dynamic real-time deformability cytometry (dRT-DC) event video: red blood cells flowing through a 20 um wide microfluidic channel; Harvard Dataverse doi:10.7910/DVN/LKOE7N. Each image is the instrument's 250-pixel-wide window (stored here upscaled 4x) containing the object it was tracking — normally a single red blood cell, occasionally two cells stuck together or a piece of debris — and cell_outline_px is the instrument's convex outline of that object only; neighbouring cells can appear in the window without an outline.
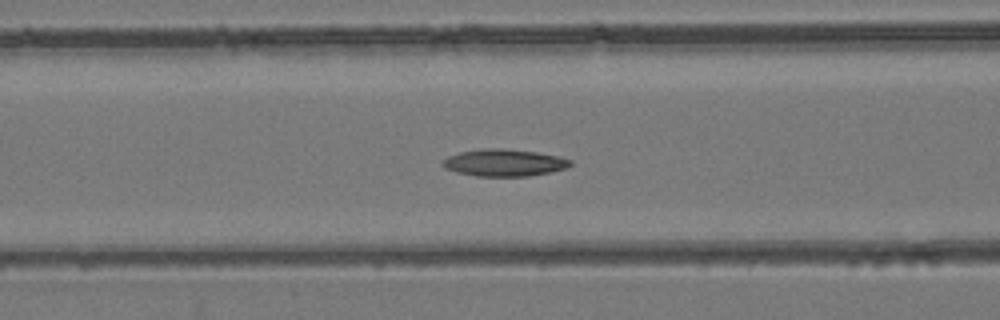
{"species": "common noctule bat (a hibernating species)", "species_latin": "Nyctalus noctula", "temperature_condition": "room temperature", "stored_images_in_passage": 48, "camera_frame_rate_fps": 3000, "um_per_image_px": 0.085, "animal": {"sex": "female", "body_mass_g": 24.6, "forearm_length_mm": 56.2}, "frame": {"image": 1, "passage_image": 20, "time_ms": 6.333, "image_size_px": [1000, 320], "cell_outline_px": [[572, 164], [564, 168], [548, 172], [528, 176], [476, 176], [456, 172], [444, 168], [440, 164], [448, 156], [460, 152], [484, 148], [500, 148], [536, 152], [560, 156], [572, 160]], "centroid_in_image_um": [42.82, 13.82], "position_along_channel_um": 123.8, "area_um2": 20.06}}
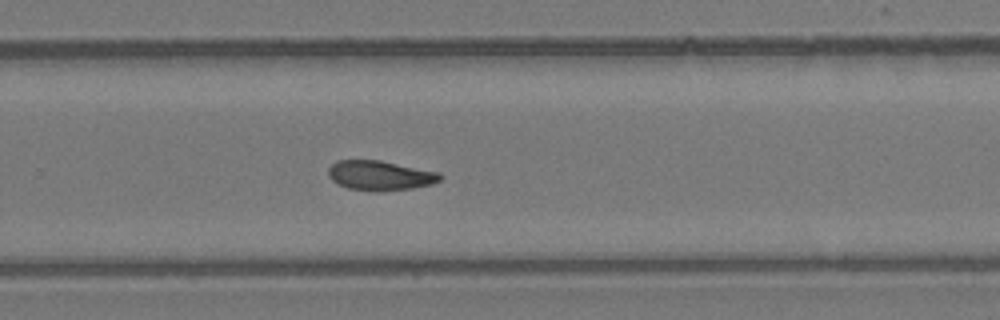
{"frame": {"image": 2, "passage_image": 32, "time_ms": 10.333, "image_size_px": [1000, 320], "cell_outline_px": [[444, 176], [440, 180], [432, 184], [412, 188], [376, 192], [348, 188], [336, 184], [328, 176], [328, 168], [336, 160], [380, 160], [440, 172]], "centroid_in_image_um": [32.3, 14.92], "position_along_channel_um": 297.5, "area_um2": 19.59}}
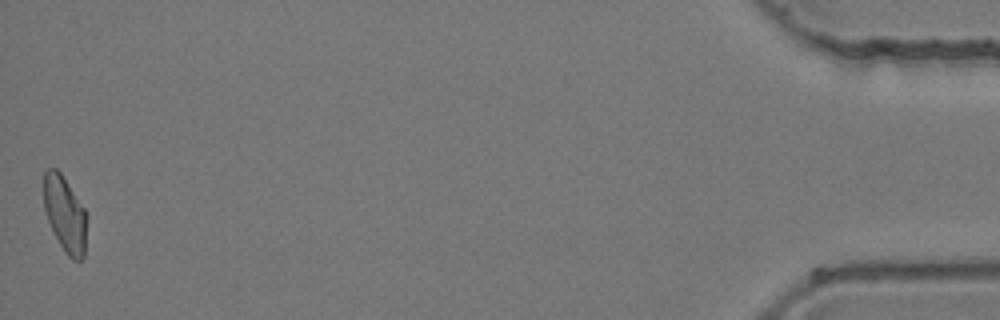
{"frame": {"image": 3, "passage_image": 48, "time_ms": 15.667, "image_size_px": [1000, 320], "cell_outline_px": [[88, 216], [84, 256], [80, 260], [72, 260], [64, 252], [48, 220], [44, 208], [44, 172], [48, 168], [56, 168], [60, 172], [84, 208]], "centroid_in_image_um": [5.54, 18.22], "position_along_channel_um": 429.7, "area_um2": 18.96}}